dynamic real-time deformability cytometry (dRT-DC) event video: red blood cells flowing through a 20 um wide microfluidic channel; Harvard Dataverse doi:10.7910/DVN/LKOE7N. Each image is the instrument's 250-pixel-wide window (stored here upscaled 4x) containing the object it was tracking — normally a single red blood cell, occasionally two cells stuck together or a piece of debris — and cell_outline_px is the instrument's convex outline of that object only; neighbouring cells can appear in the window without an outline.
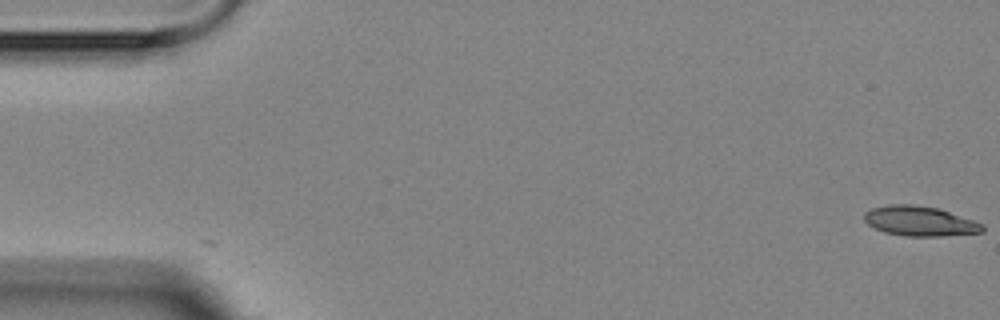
{"species": "Egyptian fruit bat (a non-hibernating species)", "species_latin": "Rousettus aegyptiacus", "temperature_condition": "room temperature", "stored_images_in_passage": 4, "camera_frame_rate_fps": 3000, "um_per_image_px": 0.085, "animal": {"sex": "female"}, "frame": {"image": 1, "passage_image": 1, "time_ms": 0.0, "image_size_px": [1000, 320], "cell_outline_px": [[984, 232], [940, 236], [904, 236], [884, 232], [868, 224], [864, 220], [864, 212], [872, 208], [888, 204], [908, 204], [936, 208], [984, 224]], "centroid_in_image_um": [78.15, 18.8], "position_along_channel_um": 6.8, "area_um2": 20.35}}